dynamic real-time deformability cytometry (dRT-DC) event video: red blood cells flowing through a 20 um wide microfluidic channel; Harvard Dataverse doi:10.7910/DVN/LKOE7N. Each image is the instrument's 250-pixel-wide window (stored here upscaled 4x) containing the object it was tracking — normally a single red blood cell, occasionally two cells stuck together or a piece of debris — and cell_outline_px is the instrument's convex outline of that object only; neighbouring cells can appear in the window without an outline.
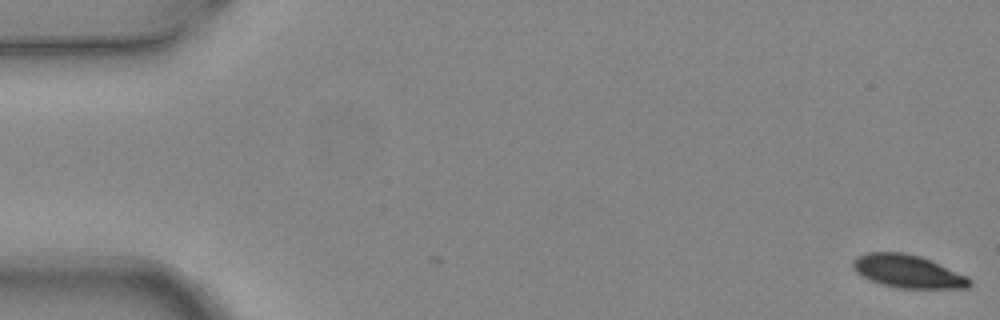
{"species": "common noctule bat (a hibernating species)", "species_latin": "Nyctalus noctula", "temperature_condition": "warm", "stored_images_in_passage": 5, "camera_frame_rate_fps": 3000, "um_per_image_px": 0.085, "animal": {"sex": "female", "body_mass_g": 24.6, "forearm_length_mm": 56.2}, "frame": {"image": 1, "passage_image": 1, "time_ms": 0.0, "image_size_px": [1000, 320], "cell_outline_px": [[972, 284], [968, 288], [900, 288], [880, 284], [868, 280], [860, 276], [852, 268], [852, 260], [856, 256], [868, 252], [904, 252], [920, 256], [932, 260], [968, 276], [972, 280]], "centroid_in_image_um": [77.15, 23.06], "position_along_channel_um": 7.8, "area_um2": 22.83}}
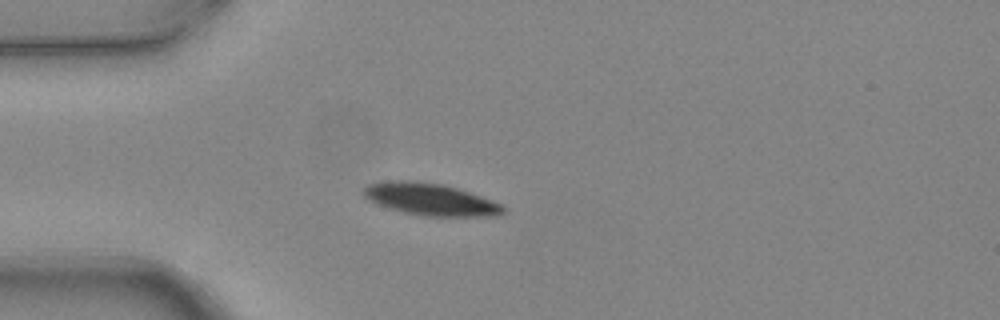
{"frame": {"image": 2, "passage_image": 5, "time_ms": 1.333, "image_size_px": [1000, 320], "cell_outline_px": [[504, 212], [500, 216], [424, 216], [404, 212], [376, 204], [368, 200], [364, 196], [364, 188], [368, 184], [392, 180], [412, 180], [440, 184], [456, 188], [504, 204]], "centroid_in_image_um": [36.59, 16.95], "position_along_channel_um": 48.4, "area_um2": 25.95}}